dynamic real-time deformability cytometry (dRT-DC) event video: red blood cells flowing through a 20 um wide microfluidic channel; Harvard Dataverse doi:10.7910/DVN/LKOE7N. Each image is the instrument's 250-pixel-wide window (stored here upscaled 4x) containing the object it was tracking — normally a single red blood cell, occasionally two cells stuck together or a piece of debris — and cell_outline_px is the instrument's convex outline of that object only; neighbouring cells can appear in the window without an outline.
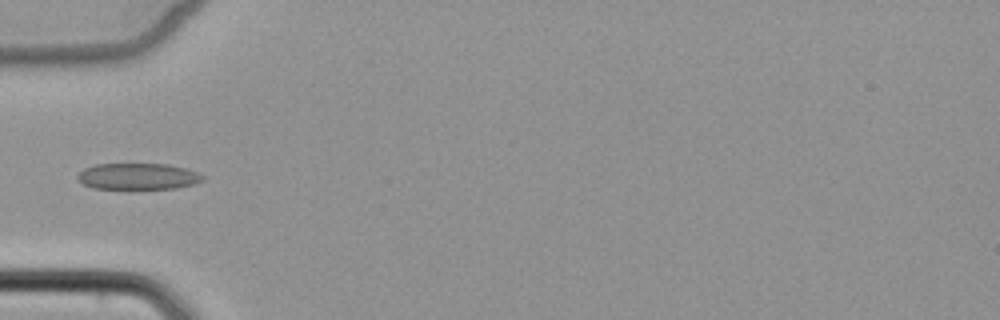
{"species": "common noctule bat (a hibernating species)", "species_latin": "Nyctalus noctula", "temperature_condition": "cold", "stored_images_in_passage": 5, "camera_frame_rate_fps": 3000, "um_per_image_px": 0.085, "animal": {"sex": "female", "body_mass_g": 22.7, "forearm_length_mm": 54.2}, "frame": {"image": 1, "passage_image": 5, "time_ms": 4.667, "image_size_px": [1000, 320], "cell_outline_px": [[204, 180], [192, 184], [176, 188], [92, 188], [84, 184], [76, 176], [84, 168], [96, 164], [168, 164], [184, 168], [196, 172], [204, 176]], "centroid_in_image_um": [11.72, 14.98], "position_along_channel_um": 73.3, "area_um2": 18.9}}